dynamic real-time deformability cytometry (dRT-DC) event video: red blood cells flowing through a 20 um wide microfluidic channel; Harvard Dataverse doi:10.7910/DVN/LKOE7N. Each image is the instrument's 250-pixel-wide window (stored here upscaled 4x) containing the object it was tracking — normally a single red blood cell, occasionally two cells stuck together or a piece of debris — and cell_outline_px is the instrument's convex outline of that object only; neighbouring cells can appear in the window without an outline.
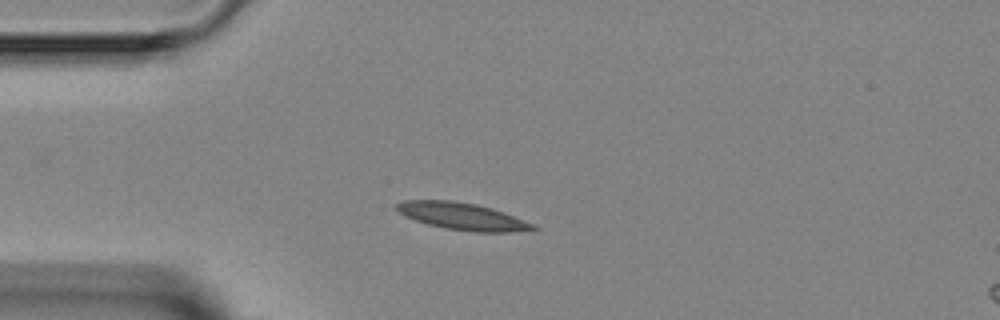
{"species": "Egyptian fruit bat (a non-hibernating species)", "species_latin": "Rousettus aegyptiacus", "temperature_condition": "room temperature", "stored_images_in_passage": 3, "segment_of_instrument_passage": [1, 2], "camera_frame_rate_fps": 3000, "um_per_image_px": 0.085, "animal": {"sex": "female"}, "frame": {"image": 1, "passage_image": 2, "time_ms": 1.0, "image_size_px": [1000, 320], "cell_outline_px": [[540, 228], [508, 232], [472, 232], [444, 228], [428, 224], [404, 216], [396, 212], [396, 204], [404, 200], [452, 200], [476, 204], [492, 208], [504, 212], [536, 224]], "centroid_in_image_um": [39.29, 18.38], "position_along_channel_um": 45.7, "area_um2": 21.68}}